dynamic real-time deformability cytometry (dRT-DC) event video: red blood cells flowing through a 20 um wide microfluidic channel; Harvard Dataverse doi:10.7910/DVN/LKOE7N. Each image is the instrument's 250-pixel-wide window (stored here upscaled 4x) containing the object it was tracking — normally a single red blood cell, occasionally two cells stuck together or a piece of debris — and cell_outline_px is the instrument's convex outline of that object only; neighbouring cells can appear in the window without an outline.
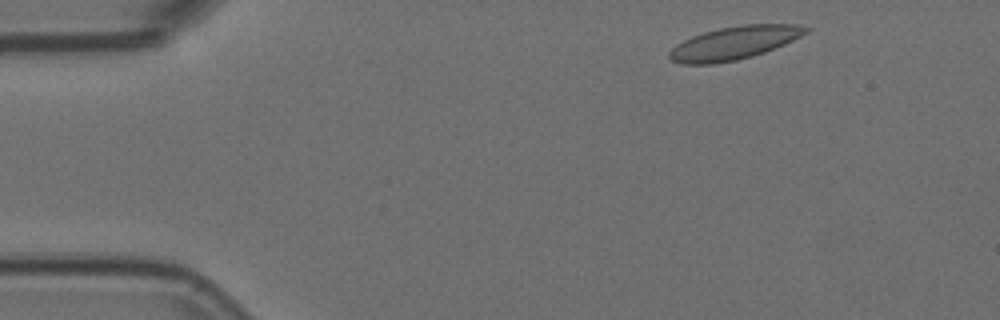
{"species": "Egyptian fruit bat (a non-hibernating species)", "species_latin": "Rousettus aegyptiacus", "temperature_condition": "room temperature", "stored_images_in_passage": 12, "camera_frame_rate_fps": 3000, "um_per_image_px": 0.085, "animal": {"sex": "female"}, "frame": {"image": 1, "passage_image": 1, "time_ms": 0.0, "image_size_px": [1000, 320], "cell_outline_px": [[812, 28], [808, 32], [784, 44], [764, 52], [752, 56], [736, 60], [712, 64], [684, 64], [672, 60], [668, 56], [668, 52], [676, 44], [692, 36], [704, 32], [720, 28], [744, 24], [800, 24]], "centroid_in_image_um": [62.42, 3.64], "position_along_channel_um": 22.6, "area_um2": 26.24}}
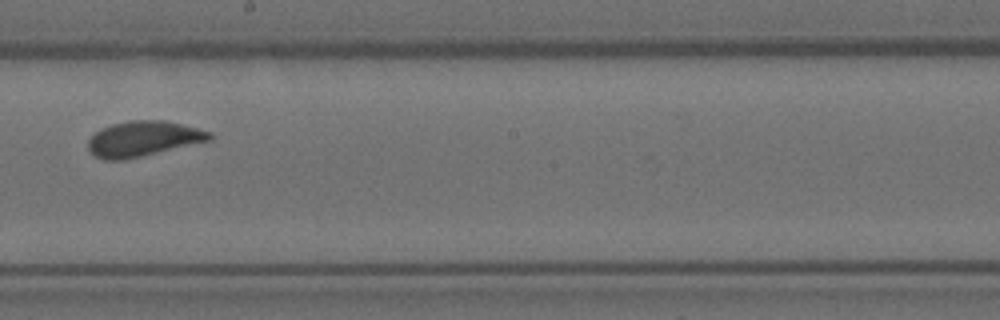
{"frame": {"image": 2, "passage_image": 7, "time_ms": 2.0, "image_size_px": [1000, 320], "cell_outline_px": [[212, 140], [140, 156], [120, 160], [104, 160], [96, 156], [88, 148], [88, 140], [100, 128], [112, 124], [132, 120], [164, 120], [212, 132]], "centroid_in_image_um": [12.17, 11.78], "position_along_channel_um": 236.0, "area_um2": 24.62}}
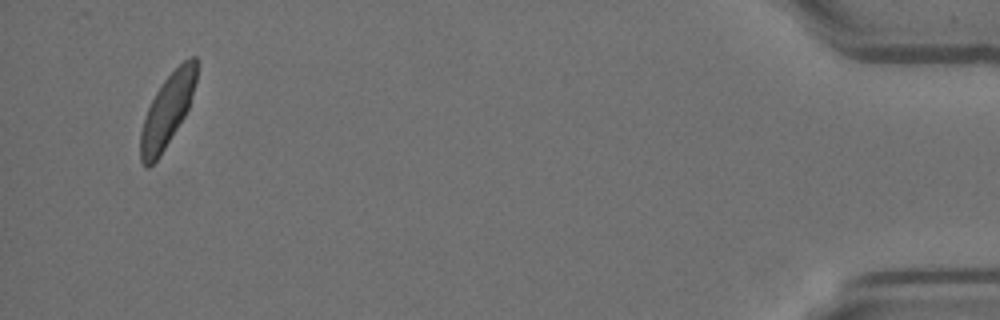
{"frame": {"image": 3, "passage_image": 12, "time_ms": 3.667, "image_size_px": [1000, 320], "cell_outline_px": [[196, 80], [188, 108], [184, 116], [160, 156], [148, 168], [144, 168], [140, 160], [140, 132], [148, 108], [156, 92], [164, 80], [188, 56], [196, 56]], "centroid_in_image_um": [14.2, 9.43], "position_along_channel_um": 421.0, "area_um2": 23.18}}